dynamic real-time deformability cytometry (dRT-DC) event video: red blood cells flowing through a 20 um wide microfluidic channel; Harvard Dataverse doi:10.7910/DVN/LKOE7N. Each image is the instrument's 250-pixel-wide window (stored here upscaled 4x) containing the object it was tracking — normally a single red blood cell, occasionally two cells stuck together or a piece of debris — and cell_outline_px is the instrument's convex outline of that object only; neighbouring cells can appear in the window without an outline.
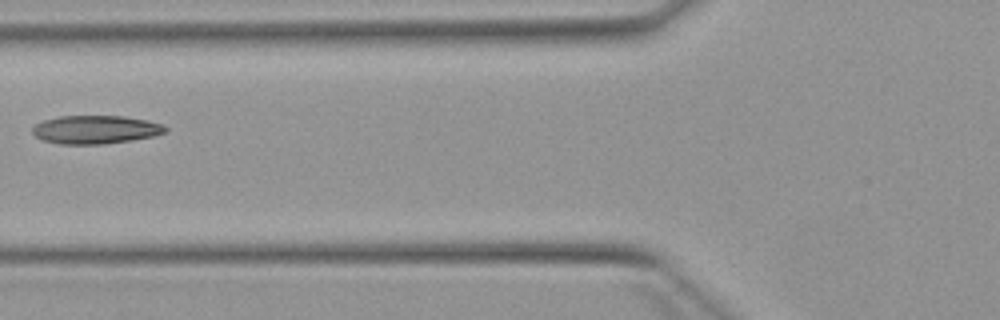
{"species": "Egyptian fruit bat (a non-hibernating species)", "species_latin": "Rousettus aegyptiacus", "temperature_condition": "warm", "stored_images_in_passage": 3, "camera_frame_rate_fps": 3000, "um_per_image_px": 0.085, "animal": {"sex": "female"}, "frame": {"image": 1, "passage_image": 3, "time_ms": 2.333, "image_size_px": [1000, 320], "cell_outline_px": [[168, 132], [152, 136], [104, 144], [56, 144], [40, 140], [32, 132], [32, 128], [36, 124], [44, 120], [60, 116], [124, 116], [148, 120], [164, 124], [168, 128]], "centroid_in_image_um": [8.12, 11.01], "position_along_channel_um": 117.7, "area_um2": 22.08}}